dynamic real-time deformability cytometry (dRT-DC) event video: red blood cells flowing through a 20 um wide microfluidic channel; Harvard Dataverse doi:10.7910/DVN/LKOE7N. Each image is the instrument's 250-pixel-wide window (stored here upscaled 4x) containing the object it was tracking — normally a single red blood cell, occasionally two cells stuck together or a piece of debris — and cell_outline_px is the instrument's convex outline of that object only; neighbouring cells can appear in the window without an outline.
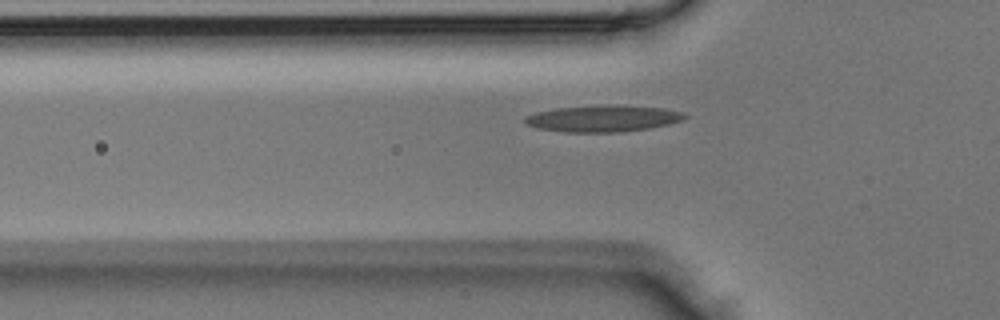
{"species": "Egyptian fruit bat (a non-hibernating species)", "species_latin": "Rousettus aegyptiacus", "temperature_condition": "room temperature", "stored_images_in_passage": 2, "camera_frame_rate_fps": 3000, "um_per_image_px": 0.085, "animal": {"sex": "male"}, "frame": {"image": 1, "passage_image": 2, "time_ms": 0.333, "image_size_px": [1000, 320], "cell_outline_px": [[688, 116], [684, 120], [668, 124], [648, 128], [620, 132], [564, 132], [536, 128], [524, 124], [524, 116], [536, 112], [556, 108], [664, 108], [684, 112]], "centroid_in_image_um": [51.2, 10.13], "position_along_channel_um": 74.6, "area_um2": 23.41}}